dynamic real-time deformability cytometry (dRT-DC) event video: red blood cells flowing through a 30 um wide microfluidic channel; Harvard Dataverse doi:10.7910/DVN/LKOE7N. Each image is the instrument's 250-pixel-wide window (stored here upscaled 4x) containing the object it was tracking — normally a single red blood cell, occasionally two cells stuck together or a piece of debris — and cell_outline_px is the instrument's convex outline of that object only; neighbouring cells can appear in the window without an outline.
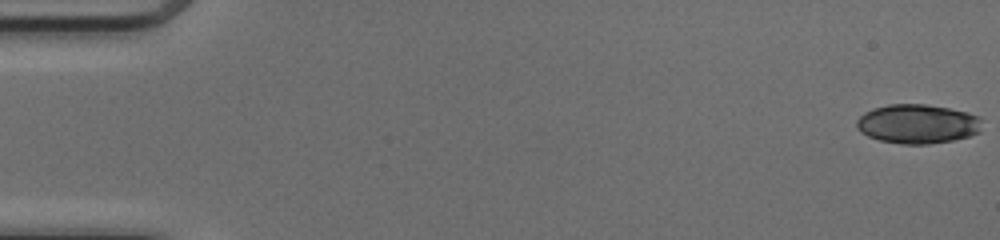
{"species": "common noctule bat (a hibernating species)", "species_latin": "Nyctalus noctula", "temperature_condition": "cold", "stored_images_in_passage": 50, "camera_frame_rate_fps": 3000, "um_per_image_px": 0.085, "animal": {"sex": "female", "body_mass_g": 17.0, "forearm_length_mm": 48.0}, "frame": {"image": 1, "passage_image": 1, "time_ms": 0.0, "image_size_px": [1000, 240], "cell_outline_px": [[980, 132], [968, 136], [952, 140], [928, 144], [904, 144], [880, 140], [868, 136], [860, 132], [856, 128], [856, 120], [864, 112], [872, 108], [888, 104], [928, 104], [968, 112], [980, 116]], "centroid_in_image_um": [77.96, 10.52], "position_along_channel_um": 7.0, "area_um2": 28.78}}
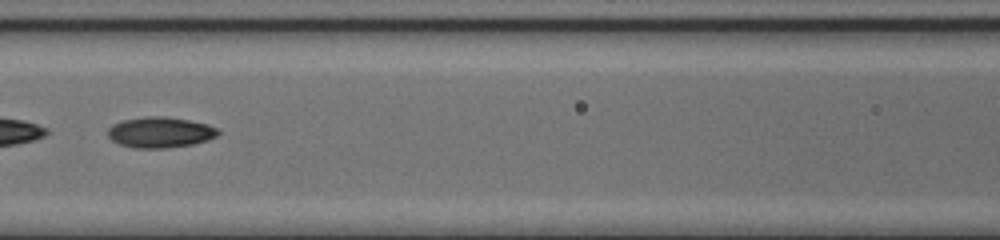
{"frame": {"image": 2, "passage_image": 24, "time_ms": 7.667, "image_size_px": [1000, 240], "cell_outline_px": [[220, 132], [216, 136], [208, 140], [192, 144], [164, 148], [136, 148], [120, 144], [112, 140], [108, 136], [108, 128], [112, 124], [124, 120], [148, 116], [164, 116], [188, 120], [208, 124], [216, 128]], "centroid_in_image_um": [13.61, 11.24], "position_along_channel_um": 153.0, "area_um2": 19.59}}
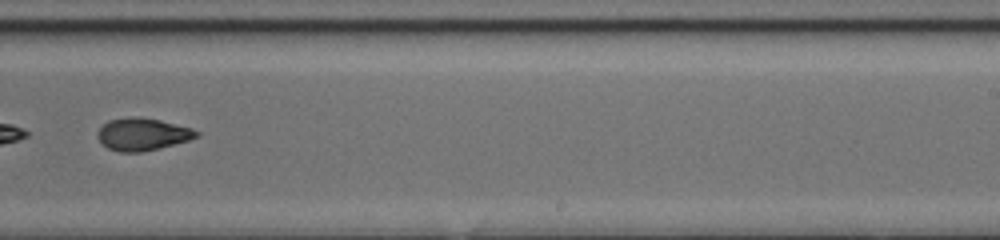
{"frame": {"image": 3, "passage_image": 33, "time_ms": 10.667, "image_size_px": [1000, 240], "cell_outline_px": [[200, 136], [188, 140], [160, 148], [140, 152], [120, 152], [108, 148], [96, 136], [96, 132], [108, 120], [136, 116], [160, 120], [192, 128], [200, 132]], "centroid_in_image_um": [12.12, 11.41], "position_along_channel_um": 276.9, "area_um2": 18.61}, "authors_computed_cell_mechanics": {"area_um2": 24.5361, "velocity_mm_per_s": 4.1503, "shape_relaxation_time_tau1_ms": 3.0851, "shape_relaxation_time_tau2_ms": 3.599, "deformation_change_tau1": 0.1446, "deformation_change_tau2": 0.1016}}